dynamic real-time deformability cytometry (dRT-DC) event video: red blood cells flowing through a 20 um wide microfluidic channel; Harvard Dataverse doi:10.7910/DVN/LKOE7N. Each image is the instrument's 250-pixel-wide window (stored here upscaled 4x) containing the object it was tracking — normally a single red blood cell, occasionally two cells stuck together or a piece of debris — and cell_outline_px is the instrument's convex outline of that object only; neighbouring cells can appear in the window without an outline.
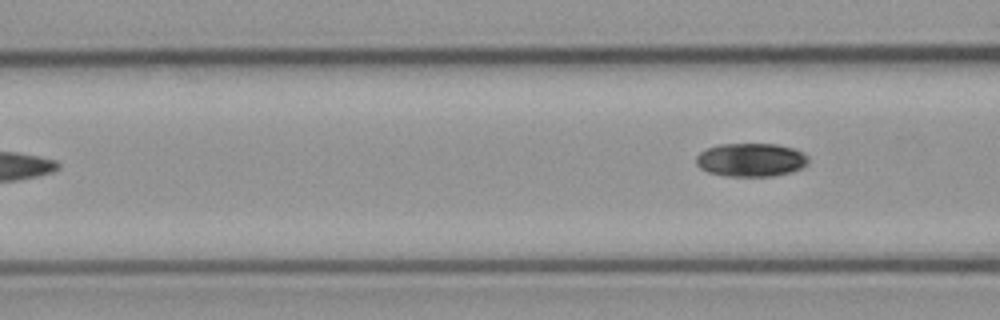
{"species": "common noctule bat (a hibernating species)", "species_latin": "Nyctalus noctula", "temperature_condition": "cold", "stored_images_in_passage": 4, "camera_frame_rate_fps": 3000, "um_per_image_px": 0.085, "animal": {"sex": "male", "body_mass_g": 23.1, "forearm_length_mm": 52.7}, "frame": {"image": 1, "passage_image": 4, "time_ms": 4.0, "image_size_px": [1000, 320], "cell_outline_px": [[808, 164], [792, 172], [772, 176], [724, 176], [708, 172], [700, 168], [696, 164], [696, 156], [700, 152], [708, 148], [720, 144], [776, 144], [792, 148], [804, 152], [808, 156]], "centroid_in_image_um": [63.83, 13.59], "position_along_channel_um": 102.8, "area_um2": 21.96}}